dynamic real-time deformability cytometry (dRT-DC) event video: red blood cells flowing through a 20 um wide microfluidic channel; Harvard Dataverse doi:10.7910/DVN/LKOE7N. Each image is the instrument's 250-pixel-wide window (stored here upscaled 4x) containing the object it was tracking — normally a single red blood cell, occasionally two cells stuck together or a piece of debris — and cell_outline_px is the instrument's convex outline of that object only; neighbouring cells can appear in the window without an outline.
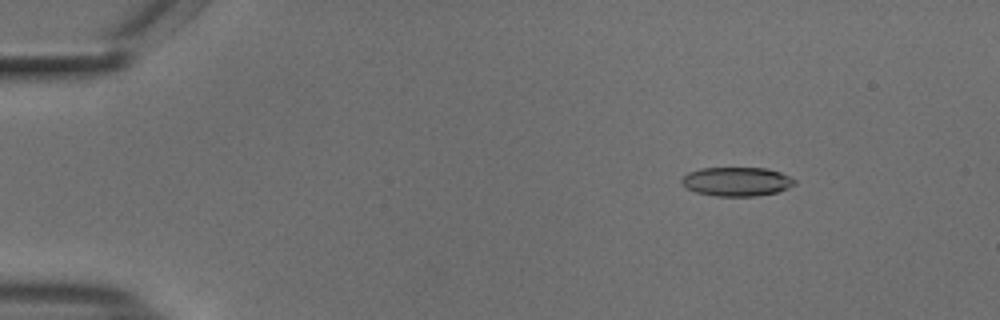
{"species": "common noctule bat (a hibernating species)", "species_latin": "Nyctalus noctula", "temperature_condition": "cold", "stored_images_in_passage": 41, "camera_frame_rate_fps": 3000, "um_per_image_px": 0.085, "animal": {"sex": "male", "body_mass_g": 18.8}, "frame": {"image": 1, "passage_image": 2, "time_ms": 0.333, "image_size_px": [1000, 320], "cell_outline_px": [[796, 184], [788, 188], [776, 192], [756, 196], [716, 196], [696, 192], [688, 188], [680, 180], [688, 172], [700, 168], [768, 168], [780, 172], [796, 180]], "centroid_in_image_um": [62.64, 15.43], "position_along_channel_um": 22.4, "area_um2": 19.02}}
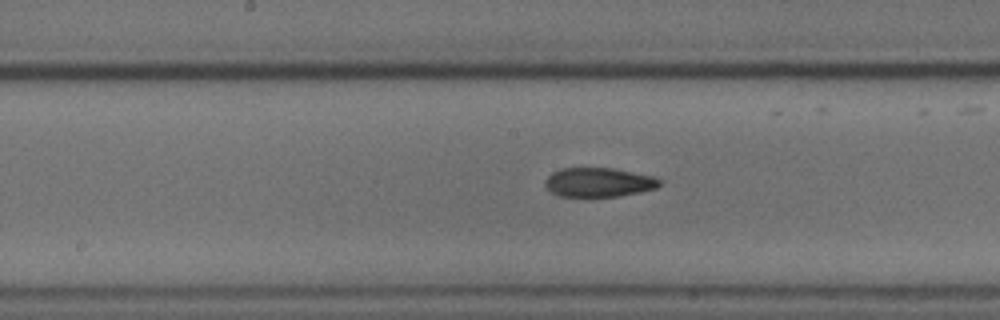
{"frame": {"image": 2, "passage_image": 23, "time_ms": 7.333, "image_size_px": [1000, 320], "cell_outline_px": [[660, 184], [656, 188], [640, 192], [616, 196], [560, 196], [552, 192], [544, 184], [544, 180], [552, 172], [560, 168], [612, 168], [656, 176], [660, 180]], "centroid_in_image_um": [50.89, 15.48], "position_along_channel_um": 197.3, "area_um2": 19.42}}
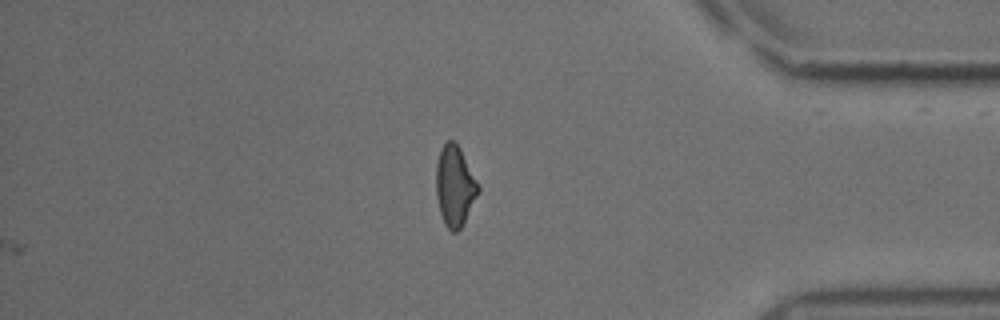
{"frame": {"image": 3, "passage_image": 41, "time_ms": 13.333, "image_size_px": [1000, 320], "cell_outline_px": [[480, 188], [460, 228], [456, 232], [452, 232], [444, 224], [440, 212], [436, 196], [436, 164], [440, 148], [448, 140], [452, 140], [460, 148]], "centroid_in_image_um": [38.62, 15.79], "position_along_channel_um": 396.6, "area_um2": 19.31}, "authors_computed_cell_mechanics": {"area_um2": 19.8254, "velocity_mm_per_s": 3.7377, "shape_relaxation_time_tau1_ms": 6.4058, "shape_relaxation_time_tau2_ms": 3.0932, "deformation_change_tau1": 0.1824, "deformation_change_tau2": 0.1078}}